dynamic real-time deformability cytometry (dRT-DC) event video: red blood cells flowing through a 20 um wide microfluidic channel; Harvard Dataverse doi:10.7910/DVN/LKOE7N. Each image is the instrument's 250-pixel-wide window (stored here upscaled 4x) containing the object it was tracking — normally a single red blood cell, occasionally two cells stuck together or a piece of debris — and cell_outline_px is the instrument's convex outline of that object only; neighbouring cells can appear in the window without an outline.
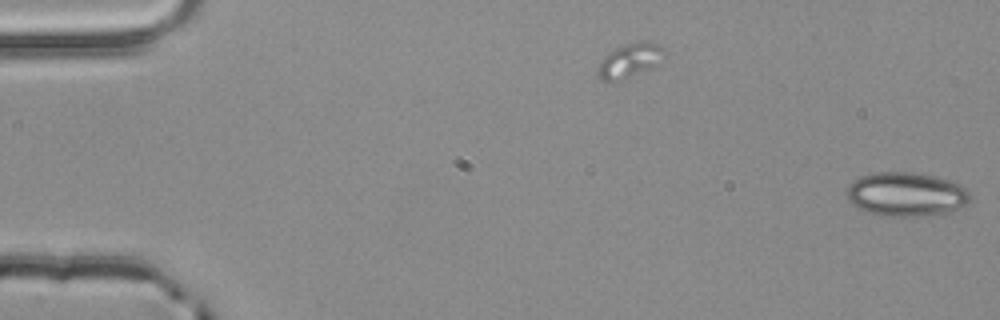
{"species": "common noctule bat (a hibernating species)", "species_latin": "Nyctalus noctula", "temperature_condition": "room temperature", "stored_images_in_passage": 5, "segment_of_instrument_passage": [2, 2], "camera_frame_rate_fps": 3000, "um_per_image_px": 0.085, "animal": {"sex": "male", "body_mass_g": 20.4}, "frame": {"image": 1, "passage_image": 5, "time_ms": 1.333, "image_size_px": [1000, 320], "cell_outline_px": [[972, 196], [968, 204], [944, 212], [912, 216], [880, 216], [868, 212], [852, 204], [848, 200], [844, 192], [848, 184], [860, 176], [876, 172], [912, 172], [932, 176], [960, 184]], "centroid_in_image_um": [76.95, 16.5], "position_along_channel_um": 8.0, "area_um2": 31.44}}